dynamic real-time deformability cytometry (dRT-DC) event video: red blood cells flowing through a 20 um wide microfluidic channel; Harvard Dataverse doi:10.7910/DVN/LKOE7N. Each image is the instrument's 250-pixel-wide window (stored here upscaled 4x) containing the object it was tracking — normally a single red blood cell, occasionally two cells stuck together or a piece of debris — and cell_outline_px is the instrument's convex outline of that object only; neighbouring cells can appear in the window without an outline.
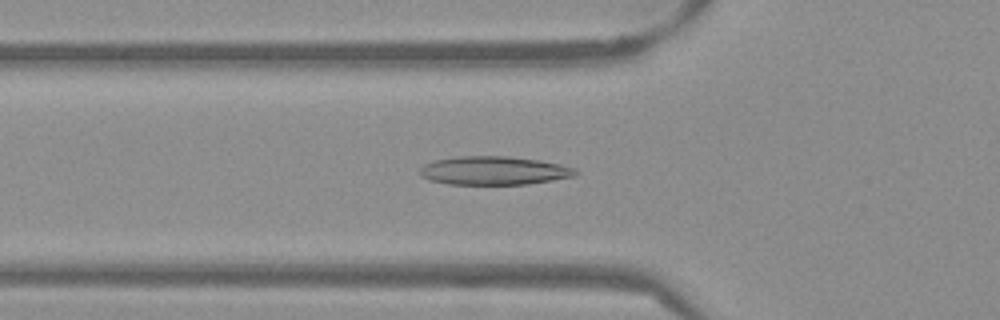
{"species": "Egyptian fruit bat (a non-hibernating species)", "species_latin": "Rousettus aegyptiacus", "temperature_condition": "warm", "stored_images_in_passage": 46, "camera_frame_rate_fps": 3000, "um_per_image_px": 0.085, "frame": {"image": 1, "passage_image": 12, "time_ms": 3.667, "image_size_px": [1000, 320], "cell_outline_px": [[580, 172], [576, 176], [528, 184], [448, 184], [428, 180], [420, 176], [420, 168], [424, 164], [436, 160], [456, 156], [508, 156], [540, 160], [560, 164], [576, 168]], "centroid_in_image_um": [42.0, 14.5], "position_along_channel_um": 83.8, "area_um2": 26.07}}
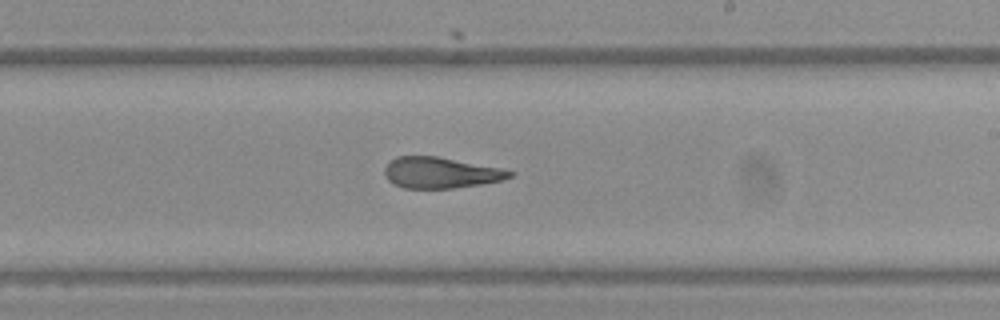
{"frame": {"image": 2, "passage_image": 25, "time_ms": 8.0, "image_size_px": [1000, 320], "cell_outline_px": [[516, 172], [512, 176], [500, 180], [480, 184], [452, 188], [404, 188], [392, 184], [384, 176], [384, 168], [396, 156], [436, 156], [500, 168]], "centroid_in_image_um": [37.41, 14.68], "position_along_channel_um": 251.6, "area_um2": 22.43}}
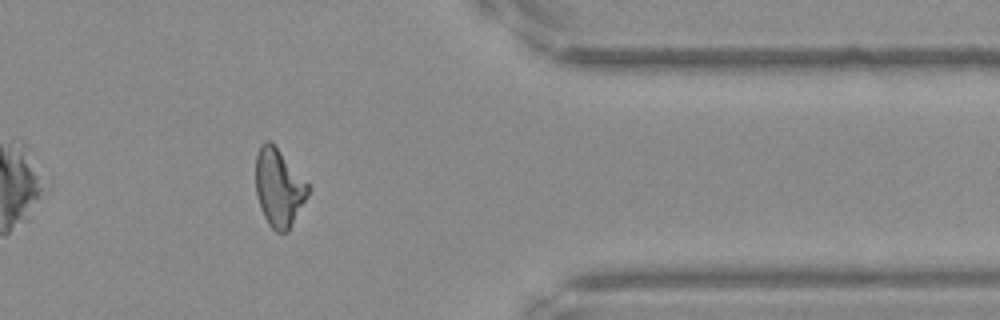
{"frame": {"image": 3, "passage_image": 37, "time_ms": 12.0, "image_size_px": [1000, 320], "cell_outline_px": [[312, 188], [308, 196], [288, 232], [276, 232], [268, 224], [260, 208], [256, 196], [256, 152], [260, 144], [264, 140], [272, 140]], "centroid_in_image_um": [23.7, 15.92], "position_along_channel_um": 387.7, "area_um2": 24.22}, "authors_computed_cell_mechanics": {"area_um2": 24.0448, "velocity_mm_per_s": 3.8442, "shape_relaxation_time_tau1_ms": null, "shape_relaxation_time_tau2_ms": 2.3765, "deformation_change_tau1": null, "deformation_change_tau2": 0.0986}}